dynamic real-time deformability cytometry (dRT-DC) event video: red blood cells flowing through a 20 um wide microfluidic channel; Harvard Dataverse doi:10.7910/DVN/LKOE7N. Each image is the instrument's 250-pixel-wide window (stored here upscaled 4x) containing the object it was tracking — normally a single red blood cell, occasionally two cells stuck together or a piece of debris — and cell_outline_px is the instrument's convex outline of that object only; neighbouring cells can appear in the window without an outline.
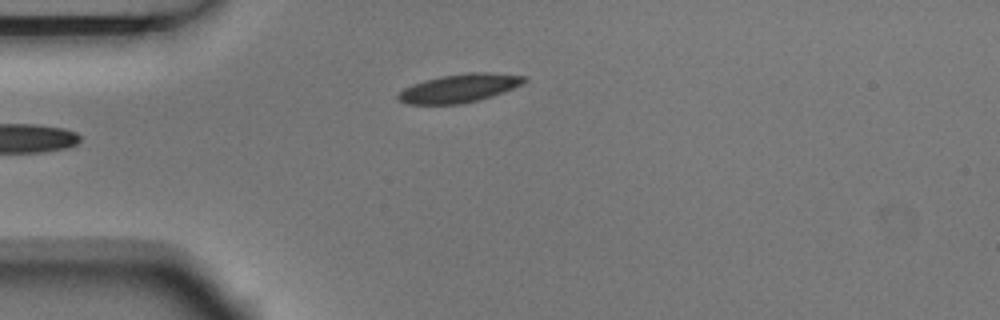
{"species": "Egyptian fruit bat (a non-hibernating species)", "species_latin": "Rousettus aegyptiacus", "temperature_condition": "room temperature", "stored_images_in_passage": 6, "camera_frame_rate_fps": 3000, "um_per_image_px": 0.085, "animal": {"sex": "male"}, "frame": {"image": 1, "passage_image": 6, "time_ms": 1.667, "image_size_px": [1000, 320], "cell_outline_px": [[528, 80], [512, 88], [476, 100], [460, 104], [408, 104], [400, 100], [396, 96], [404, 88], [412, 84], [424, 80], [440, 76], [468, 72], [488, 72], [524, 76]], "centroid_in_image_um": [38.99, 7.48], "position_along_channel_um": 46.0, "area_um2": 20.46}}